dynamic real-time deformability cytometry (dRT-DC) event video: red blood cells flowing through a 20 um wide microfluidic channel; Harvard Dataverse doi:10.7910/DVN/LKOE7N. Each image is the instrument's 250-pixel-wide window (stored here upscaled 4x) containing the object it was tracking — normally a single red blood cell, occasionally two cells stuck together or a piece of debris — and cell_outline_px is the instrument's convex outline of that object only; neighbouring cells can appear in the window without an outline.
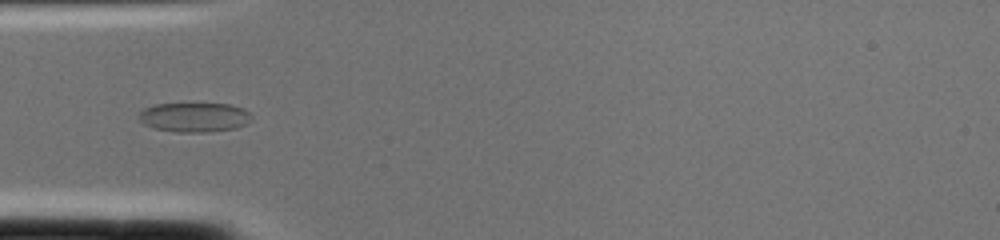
{"species": "common noctule bat (a hibernating species)", "species_latin": "Nyctalus noctula", "temperature_condition": "cold", "stored_images_in_passage": 1, "camera_frame_rate_fps": 3000, "um_per_image_px": 0.085, "animal": {"sex": "female", "body_mass_g": 22.0, "forearm_length_mm": 56.7}, "frame": {"image": 1, "passage_image": 1, "time_ms": 0.0, "image_size_px": [1000, 240], "cell_outline_px": [[248, 116], [244, 124], [236, 128], [208, 132], [176, 132], [152, 128], [144, 124], [140, 120], [136, 112], [144, 108], [156, 104], [232, 104], [244, 108], [248, 112]], "centroid_in_image_um": [16.43, 9.96], "position_along_channel_um": 68.6, "area_um2": 19.25}}